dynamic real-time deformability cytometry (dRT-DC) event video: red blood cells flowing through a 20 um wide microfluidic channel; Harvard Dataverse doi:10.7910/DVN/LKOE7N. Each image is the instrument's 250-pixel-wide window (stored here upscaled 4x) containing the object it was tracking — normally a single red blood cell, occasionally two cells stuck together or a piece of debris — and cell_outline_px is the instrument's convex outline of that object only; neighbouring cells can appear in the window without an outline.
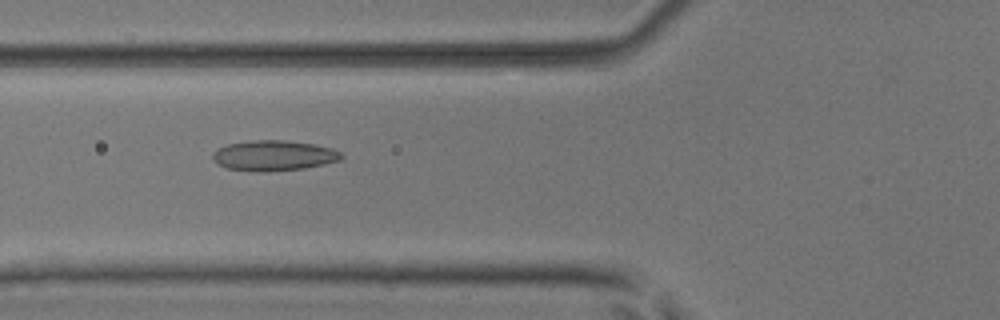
{"species": "common noctule bat (a hibernating species)", "species_latin": "Nyctalus noctula", "temperature_condition": "room temperature", "stored_images_in_passage": 33, "camera_frame_rate_fps": 3000, "um_per_image_px": 0.085, "animal": {"sex": "male", "body_mass_g": 17.9, "forearm_length_mm": 54.2}, "frame": {"image": 1, "passage_image": 3, "time_ms": 0.667, "image_size_px": [1000, 320], "cell_outline_px": [[344, 156], [340, 160], [324, 164], [304, 168], [260, 172], [228, 168], [220, 164], [212, 156], [212, 152], [216, 148], [228, 144], [252, 140], [284, 140], [312, 144], [332, 148], [340, 152]], "centroid_in_image_um": [23.28, 13.21], "position_along_channel_um": 102.5, "area_um2": 22.54}}
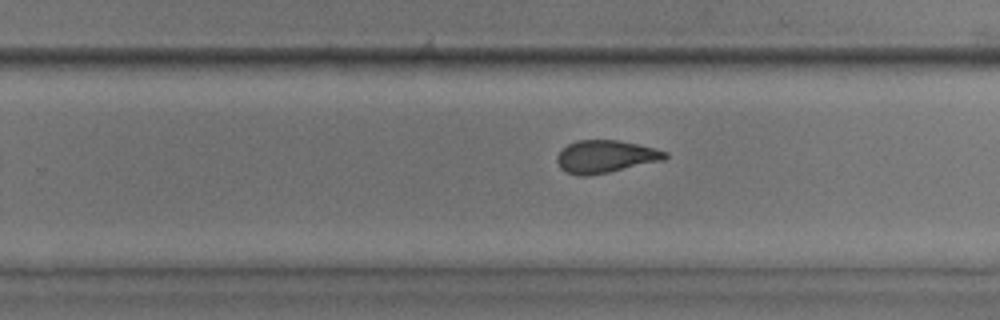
{"frame": {"image": 2, "passage_image": 16, "time_ms": 5.0, "image_size_px": [1000, 320], "cell_outline_px": [[668, 156], [664, 160], [608, 172], [588, 176], [580, 176], [564, 172], [560, 168], [556, 160], [556, 156], [568, 144], [576, 140], [620, 140], [668, 152]], "centroid_in_image_um": [51.43, 13.31], "position_along_channel_um": 278.4, "area_um2": 20.46}}
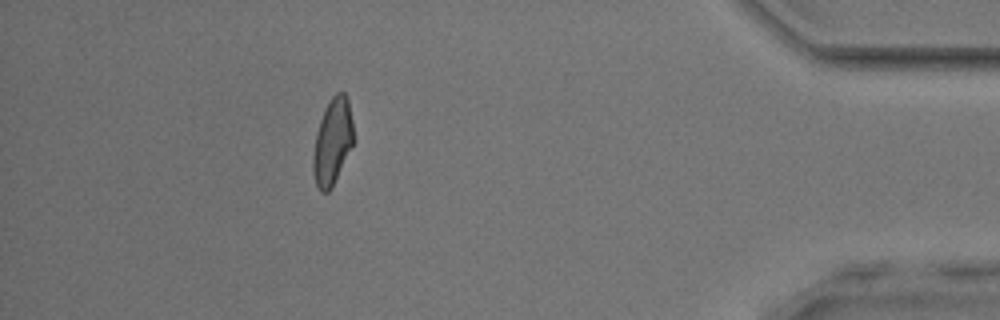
{"frame": {"image": 3, "passage_image": 29, "time_ms": 9.333, "image_size_px": [1000, 320], "cell_outline_px": [[356, 140], [328, 192], [320, 192], [316, 184], [312, 172], [312, 156], [316, 132], [324, 108], [328, 100], [336, 92], [344, 92], [348, 100]], "centroid_in_image_um": [28.26, 12.0], "position_along_channel_um": 406.9, "area_um2": 20.58}}